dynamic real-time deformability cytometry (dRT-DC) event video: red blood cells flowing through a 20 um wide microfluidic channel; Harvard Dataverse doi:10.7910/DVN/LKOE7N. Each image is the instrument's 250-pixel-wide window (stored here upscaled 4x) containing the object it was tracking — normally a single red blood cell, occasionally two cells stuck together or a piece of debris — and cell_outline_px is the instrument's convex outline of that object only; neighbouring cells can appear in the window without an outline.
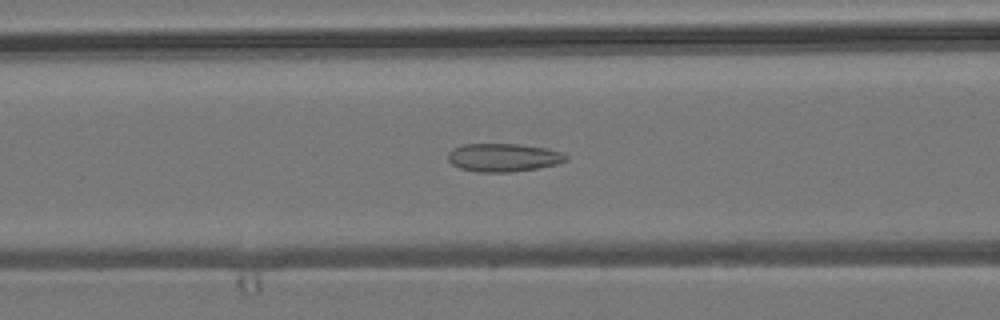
{"species": "common noctule bat (a hibernating species)", "species_latin": "Nyctalus noctula", "temperature_condition": "room temperature", "stored_images_in_passage": 53, "camera_frame_rate_fps": 3000, "um_per_image_px": 0.085, "animal": {"sex": "male", "body_mass_g": 19.2, "forearm_length_mm": 51.8}, "frame": {"image": 1, "passage_image": 21, "time_ms": 6.667, "image_size_px": [1000, 320], "cell_outline_px": [[568, 160], [556, 164], [540, 168], [512, 172], [476, 172], [460, 168], [452, 164], [448, 160], [448, 152], [452, 148], [460, 144], [520, 144], [544, 148], [560, 152], [568, 156]], "centroid_in_image_um": [42.76, 13.39], "position_along_channel_um": 123.8, "area_um2": 19.54}}
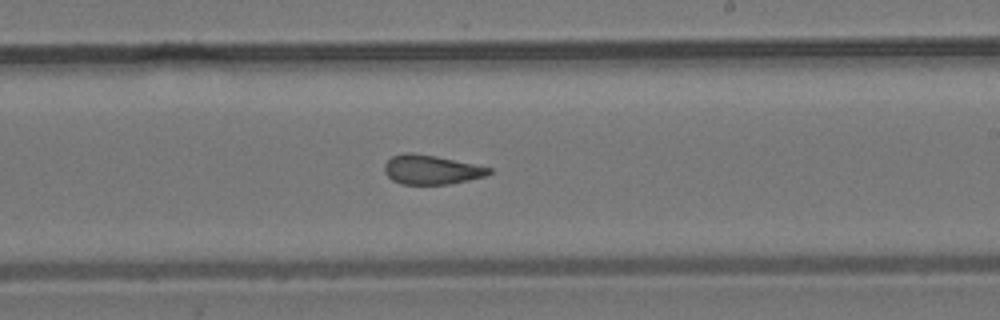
{"frame": {"image": 2, "passage_image": 31, "time_ms": 10.0, "image_size_px": [1000, 320], "cell_outline_px": [[492, 172], [484, 176], [468, 180], [448, 184], [404, 184], [392, 180], [384, 172], [384, 164], [392, 156], [404, 152], [412, 152], [436, 156], [476, 164], [492, 168]], "centroid_in_image_um": [36.65, 14.41], "position_along_channel_um": 252.4, "area_um2": 17.86}}
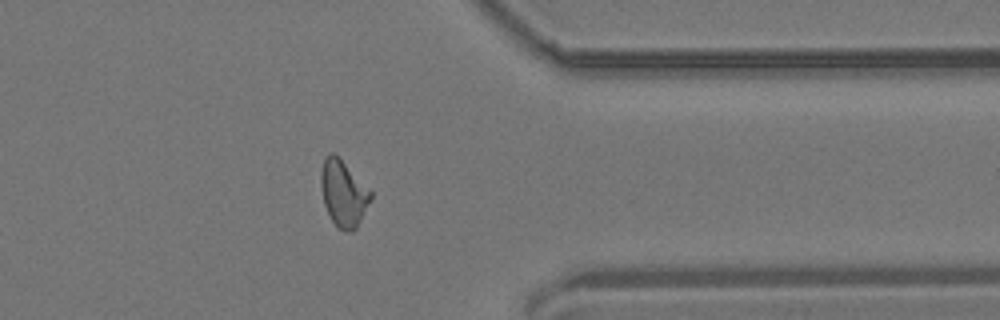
{"frame": {"image": 3, "passage_image": 42, "time_ms": 13.667, "image_size_px": [1000, 320], "cell_outline_px": [[372, 200], [356, 228], [352, 232], [348, 232], [336, 228], [324, 204], [320, 184], [320, 172], [324, 156], [328, 152], [332, 152], [372, 192]], "centroid_in_image_um": [29.17, 16.47], "position_along_channel_um": 382.2, "area_um2": 19.07}, "authors_computed_cell_mechanics": {"area_um2": 18.7272, "velocity_mm_per_s": 3.8574, "shape_relaxation_time_tau1_ms": null, "shape_relaxation_time_tau2_ms": 1.4708, "deformation_change_tau1": null, "deformation_change_tau2": 0.0741}}